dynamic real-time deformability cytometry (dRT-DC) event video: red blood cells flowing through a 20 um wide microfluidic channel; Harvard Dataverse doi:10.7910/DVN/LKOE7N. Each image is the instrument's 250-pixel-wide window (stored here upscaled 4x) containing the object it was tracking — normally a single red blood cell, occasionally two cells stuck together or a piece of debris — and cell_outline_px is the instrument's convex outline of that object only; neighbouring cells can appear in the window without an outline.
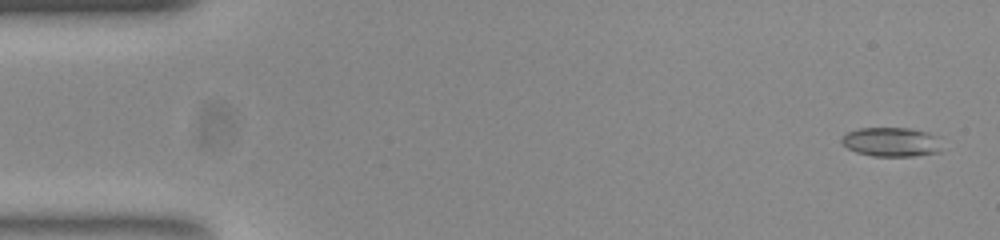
{"species": "common noctule bat (a hibernating species)", "species_latin": "Nyctalus noctula", "temperature_condition": "room temperature", "stored_images_in_passage": 54, "camera_frame_rate_fps": 3000, "um_per_image_px": 0.085, "animal": {"sex": "female", "body_mass_g": 23.0, "forearm_length_mm": 53.4}, "frame": {"image": 1, "passage_image": 2, "time_ms": 0.333, "image_size_px": [1000, 240], "cell_outline_px": [[940, 152], [912, 156], [872, 156], [856, 152], [848, 148], [840, 140], [848, 132], [856, 128], [912, 128], [928, 132], [936, 136]], "centroid_in_image_um": [75.74, 12.06], "position_along_channel_um": 9.3, "area_um2": 16.94}}
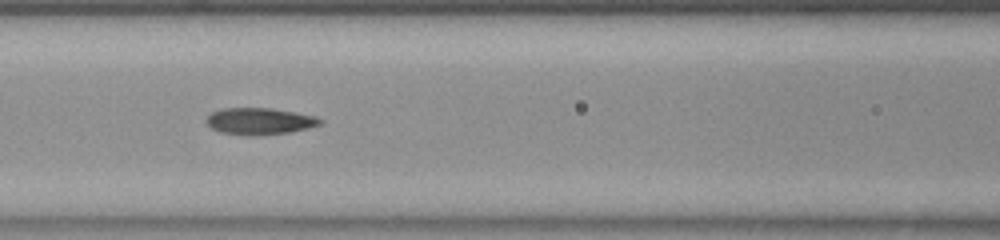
{"frame": {"image": 2, "passage_image": 23, "time_ms": 7.333, "image_size_px": [1000, 240], "cell_outline_px": [[324, 120], [320, 124], [308, 128], [292, 132], [248, 136], [244, 136], [220, 132], [212, 128], [204, 120], [212, 112], [224, 108], [272, 108], [316, 116]], "centroid_in_image_um": [22.07, 10.31], "position_along_channel_um": 144.5, "area_um2": 17.8}}
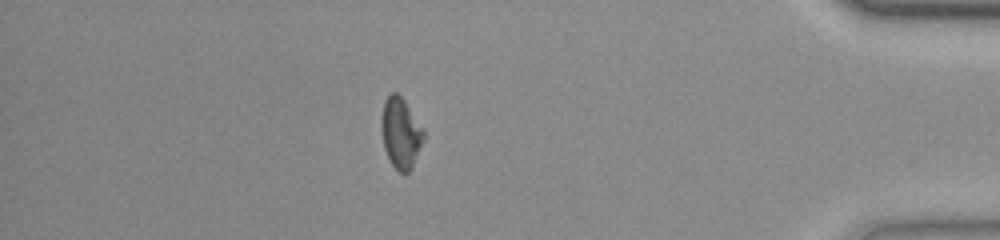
{"frame": {"image": 3, "passage_image": 47, "time_ms": 15.333, "image_size_px": [1000, 240], "cell_outline_px": [[424, 140], [412, 168], [408, 172], [400, 172], [392, 164], [384, 148], [380, 128], [380, 120], [384, 100], [392, 92], [396, 92], [404, 100], [424, 132]], "centroid_in_image_um": [34.03, 11.3], "position_along_channel_um": 401.2, "area_um2": 17.22}, "authors_computed_cell_mechanics": {"area_um2": 17.2822, "velocity_mm_per_s": 3.7685, "shape_relaxation_time_tau1_ms": 6.7493, "shape_relaxation_time_tau2_ms": 3.4642, "deformation_change_tau1": 0.1731, "deformation_change_tau2": 0.0871}}